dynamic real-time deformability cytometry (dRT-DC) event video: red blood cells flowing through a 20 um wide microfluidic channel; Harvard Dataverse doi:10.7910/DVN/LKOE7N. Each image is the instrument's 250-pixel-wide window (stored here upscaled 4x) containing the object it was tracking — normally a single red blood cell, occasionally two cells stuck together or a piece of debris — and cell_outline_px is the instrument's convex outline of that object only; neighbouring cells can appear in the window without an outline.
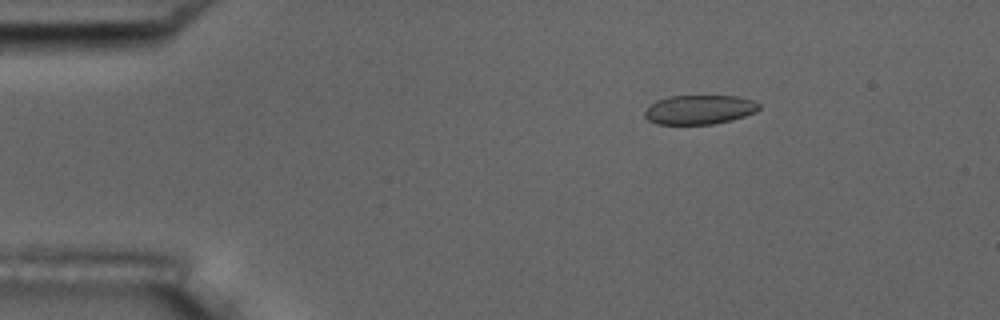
{"species": "common noctule bat (a hibernating species)", "species_latin": "Nyctalus noctula", "temperature_condition": "room temperature", "stored_images_in_passage": 5, "camera_frame_rate_fps": 3000, "um_per_image_px": 0.085, "animal": {"sex": "male", "body_mass_g": 17.5, "forearm_length_mm": 52.3}, "frame": {"image": 1, "passage_image": 3, "time_ms": 2.333, "image_size_px": [1000, 320], "cell_outline_px": [[760, 108], [756, 112], [732, 120], [712, 124], [656, 124], [648, 120], [644, 116], [644, 112], [656, 100], [668, 96], [736, 96], [752, 100], [760, 104]], "centroid_in_image_um": [59.45, 9.32], "position_along_channel_um": 25.6, "area_um2": 19.48}}